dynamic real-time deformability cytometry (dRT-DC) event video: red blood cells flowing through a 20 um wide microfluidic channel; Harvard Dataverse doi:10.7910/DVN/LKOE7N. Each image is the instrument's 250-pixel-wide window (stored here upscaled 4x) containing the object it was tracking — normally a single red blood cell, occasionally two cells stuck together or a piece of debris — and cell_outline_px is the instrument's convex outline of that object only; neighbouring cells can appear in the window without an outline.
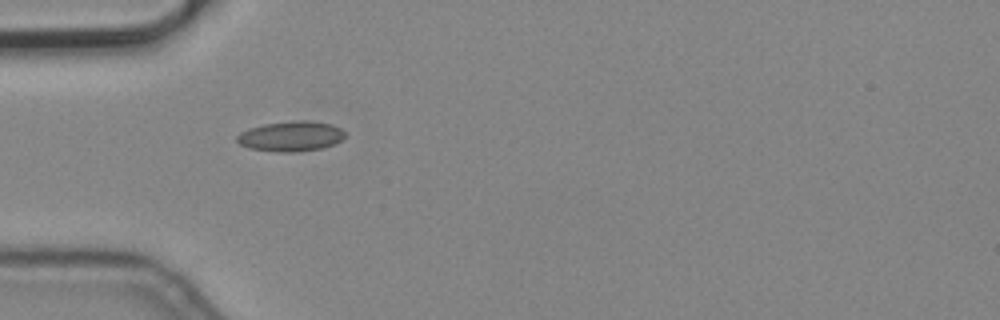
{"species": "common noctule bat (a hibernating species)", "species_latin": "Nyctalus noctula", "temperature_condition": "cold", "stored_images_in_passage": 6, "camera_frame_rate_fps": 3000, "um_per_image_px": 0.085, "animal": {"sex": "male", "body_mass_g": 19.2, "forearm_length_mm": 51.8}, "frame": {"image": 1, "passage_image": 5, "time_ms": 1.333, "image_size_px": [1000, 320], "cell_outline_px": [[344, 136], [340, 140], [324, 148], [292, 152], [276, 152], [248, 148], [240, 144], [236, 140], [236, 136], [240, 132], [248, 128], [264, 124], [296, 120], [308, 120], [332, 124], [340, 128], [344, 132]], "centroid_in_image_um": [24.69, 11.58], "position_along_channel_um": 60.3, "area_um2": 19.02}}